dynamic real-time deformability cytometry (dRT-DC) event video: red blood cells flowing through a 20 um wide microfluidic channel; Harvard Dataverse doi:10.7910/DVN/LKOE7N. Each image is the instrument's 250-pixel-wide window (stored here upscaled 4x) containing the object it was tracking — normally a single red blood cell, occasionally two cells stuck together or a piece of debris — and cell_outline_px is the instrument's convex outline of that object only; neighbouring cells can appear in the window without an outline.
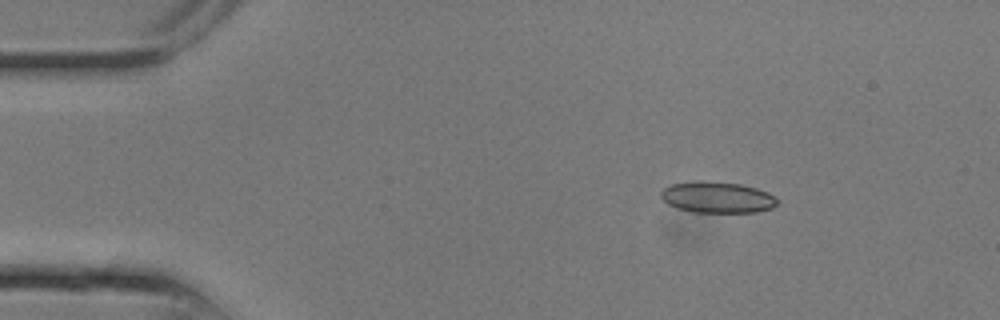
{"species": "common noctule bat (a hibernating species)", "species_latin": "Nyctalus noctula", "temperature_condition": "room temperature", "stored_images_in_passage": 9, "camera_frame_rate_fps": 3000, "um_per_image_px": 0.085, "animal": {"sex": "male", "body_mass_g": 13.3}, "frame": {"image": 1, "passage_image": 4, "time_ms": 1.0, "image_size_px": [1000, 320], "cell_outline_px": [[780, 204], [772, 208], [756, 212], [692, 212], [676, 208], [668, 204], [660, 196], [660, 192], [664, 188], [672, 184], [696, 180], [704, 180], [740, 184], [756, 188], [768, 192], [780, 200]], "centroid_in_image_um": [60.99, 16.77], "position_along_channel_um": 24.0, "area_um2": 21.44}}
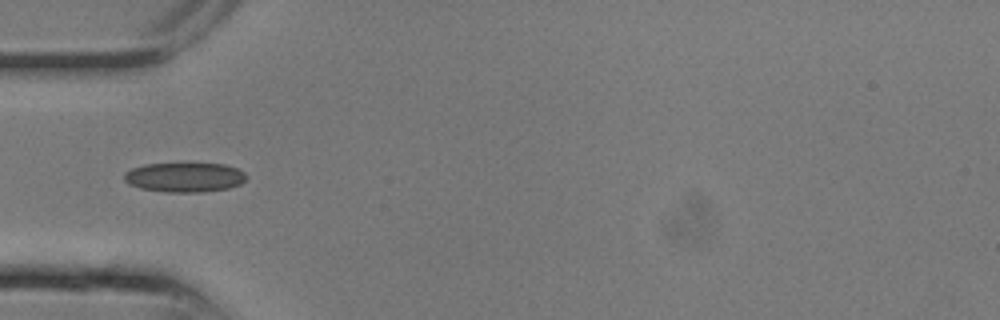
{"frame": {"image": 2, "passage_image": 8, "time_ms": 2.333, "image_size_px": [1000, 320], "cell_outline_px": [[248, 176], [240, 184], [228, 188], [200, 192], [164, 192], [140, 188], [128, 184], [124, 180], [124, 172], [132, 168], [144, 164], [224, 164], [236, 168], [244, 172]], "centroid_in_image_um": [15.66, 15.07], "position_along_channel_um": 69.3, "area_um2": 20.98}}